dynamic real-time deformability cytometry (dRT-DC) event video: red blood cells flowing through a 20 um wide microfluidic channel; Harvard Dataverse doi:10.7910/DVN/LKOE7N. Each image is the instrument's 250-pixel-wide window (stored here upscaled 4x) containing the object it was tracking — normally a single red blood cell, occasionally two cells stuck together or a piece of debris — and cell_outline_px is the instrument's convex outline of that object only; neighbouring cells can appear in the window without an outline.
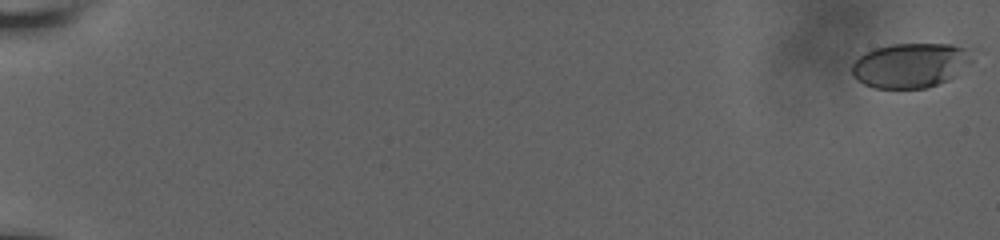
{"species": "human", "species_latin": "Homo sapiens", "temperature_condition": "room temperature", "stored_images_in_passage": 59, "camera_frame_rate_fps": 3000, "um_per_image_px": 0.085, "donor": {"sex": "male"}, "frame": {"image": 1, "passage_image": 1, "time_ms": 0.0, "image_size_px": [1000, 240], "cell_outline_px": [[972, 60], [968, 64], [948, 80], [928, 88], [872, 88], [856, 80], [852, 76], [852, 64], [864, 52], [872, 48], [892, 44], [952, 44], [964, 48], [972, 52]], "centroid_in_image_um": [77.34, 5.55], "position_along_channel_um": 7.7, "area_um2": 31.39}}
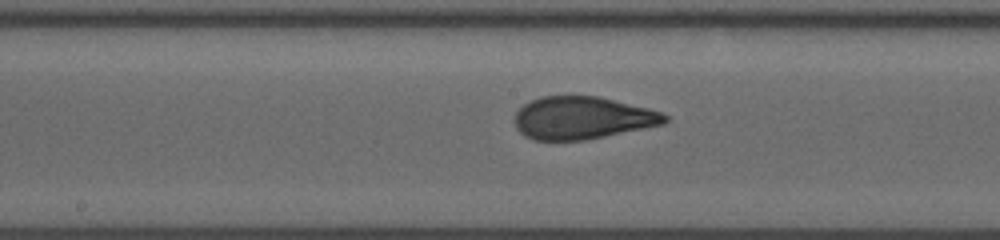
{"frame": {"image": 2, "passage_image": 34, "time_ms": 11.0, "image_size_px": [1000, 240], "cell_outline_px": [[668, 120], [664, 124], [584, 140], [532, 140], [524, 136], [516, 128], [516, 112], [524, 104], [532, 100], [544, 96], [596, 96], [648, 108], [664, 112], [668, 116]], "centroid_in_image_um": [49.51, 10.03], "position_along_channel_um": 198.7, "area_um2": 36.99}}
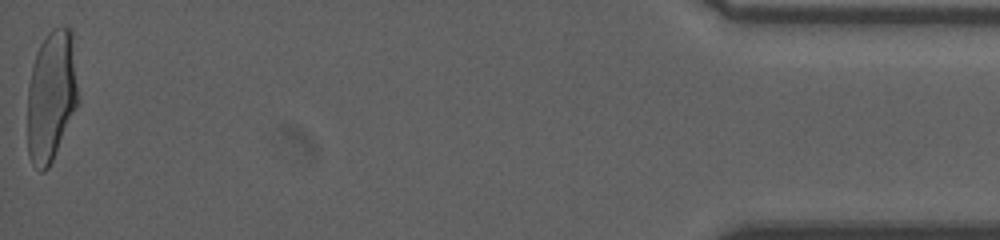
{"frame": {"image": 3, "passage_image": 59, "time_ms": 19.333, "image_size_px": [1000, 240], "cell_outline_px": [[80, 96], [76, 108], [52, 160], [48, 168], [44, 172], [40, 172], [32, 164], [28, 152], [28, 88], [32, 68], [36, 52], [40, 44], [48, 32], [52, 28], [60, 24], [72, 28]], "centroid_in_image_um": [4.39, 8.08], "position_along_channel_um": 430.8, "area_um2": 39.3}, "authors_computed_cell_mechanics": {"area_um2": 37.1654, "velocity_mm_per_s": 3.8133, "shape_relaxation_time_tau1_ms": 6.1001, "shape_relaxation_time_tau2_ms": 0.6884, "deformation_change_tau1": 0.2252, "deformation_change_tau2": 0.0775}}